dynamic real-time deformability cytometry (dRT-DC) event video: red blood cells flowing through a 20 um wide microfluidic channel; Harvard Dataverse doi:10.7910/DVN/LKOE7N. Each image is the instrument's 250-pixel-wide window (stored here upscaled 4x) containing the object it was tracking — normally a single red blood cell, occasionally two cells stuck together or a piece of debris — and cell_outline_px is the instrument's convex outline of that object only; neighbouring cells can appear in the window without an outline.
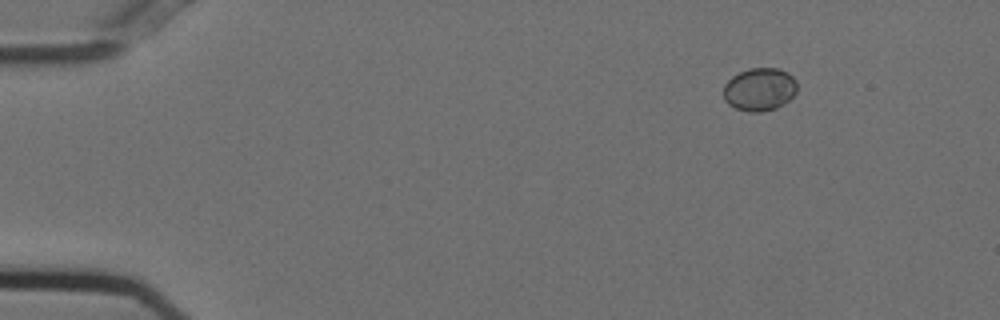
{"species": "Egyptian fruit bat (a non-hibernating species)", "species_latin": "Rousettus aegyptiacus", "temperature_condition": "cold", "stored_images_in_passage": 17, "segment_of_instrument_passage": [2, 2], "camera_frame_rate_fps": 3000, "um_per_image_px": 0.085, "animal": {"sex": "female"}, "frame": {"image": 1, "passage_image": 17, "time_ms": 5.333, "image_size_px": [1000, 320], "cell_outline_px": [[796, 92], [784, 104], [776, 108], [760, 112], [748, 112], [736, 108], [728, 104], [724, 100], [724, 84], [732, 76], [748, 68], [776, 68], [788, 72], [796, 80]], "centroid_in_image_um": [64.55, 7.59], "position_along_channel_um": 20.4, "area_um2": 18.5}}